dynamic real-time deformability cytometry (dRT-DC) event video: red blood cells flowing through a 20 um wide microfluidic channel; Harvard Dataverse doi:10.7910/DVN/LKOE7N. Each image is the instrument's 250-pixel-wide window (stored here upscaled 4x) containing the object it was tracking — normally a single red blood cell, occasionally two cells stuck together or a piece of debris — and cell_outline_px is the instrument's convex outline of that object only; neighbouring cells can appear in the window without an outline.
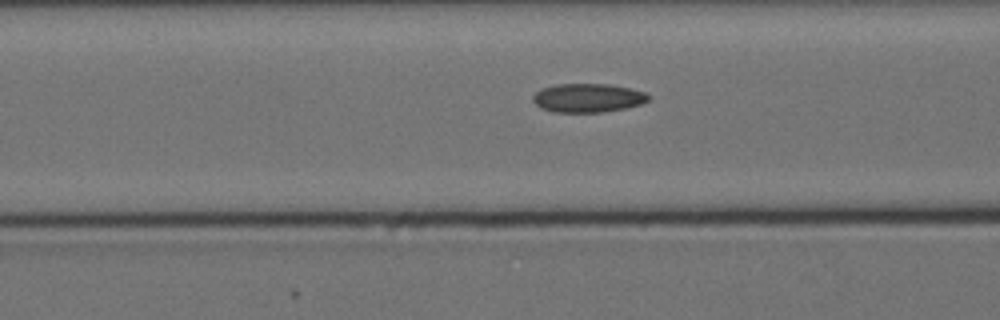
{"species": "Egyptian fruit bat (a non-hibernating species)", "species_latin": "Rousettus aegyptiacus", "temperature_condition": "cold", "stored_images_in_passage": 35, "camera_frame_rate_fps": 3000, "um_per_image_px": 0.085, "animal": {"sex": "female"}, "frame": {"image": 1, "passage_image": 12, "time_ms": 3.667, "image_size_px": [1000, 320], "cell_outline_px": [[648, 100], [640, 104], [624, 108], [604, 112], [552, 112], [540, 108], [532, 100], [532, 96], [540, 88], [556, 84], [608, 84], [628, 88], [644, 92], [648, 96]], "centroid_in_image_um": [49.89, 8.32], "position_along_channel_um": 116.7, "area_um2": 19.31}}
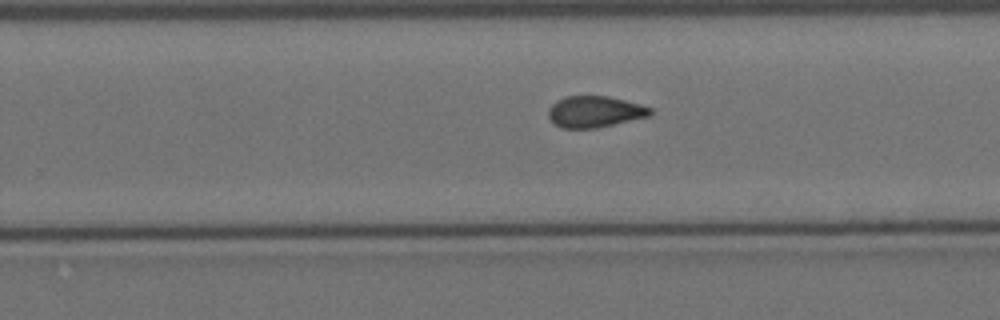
{"frame": {"image": 2, "passage_image": 26, "time_ms": 8.333, "image_size_px": [1000, 320], "cell_outline_px": [[652, 112], [648, 116], [596, 128], [560, 128], [548, 116], [548, 108], [556, 100], [564, 96], [608, 96], [640, 104], [652, 108]], "centroid_in_image_um": [50.52, 9.48], "position_along_channel_um": 279.3, "area_um2": 18.5}}
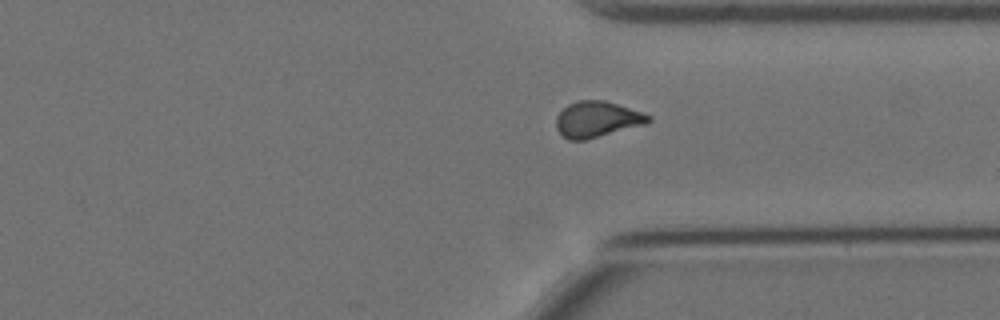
{"frame": {"image": 3, "passage_image": 33, "time_ms": 10.667, "image_size_px": [1000, 320], "cell_outline_px": [[652, 120], [644, 124], [584, 140], [568, 140], [556, 128], [556, 116], [568, 104], [576, 100], [604, 100], [652, 116]], "centroid_in_image_um": [50.71, 10.13], "position_along_channel_um": 360.7, "area_um2": 18.96}}